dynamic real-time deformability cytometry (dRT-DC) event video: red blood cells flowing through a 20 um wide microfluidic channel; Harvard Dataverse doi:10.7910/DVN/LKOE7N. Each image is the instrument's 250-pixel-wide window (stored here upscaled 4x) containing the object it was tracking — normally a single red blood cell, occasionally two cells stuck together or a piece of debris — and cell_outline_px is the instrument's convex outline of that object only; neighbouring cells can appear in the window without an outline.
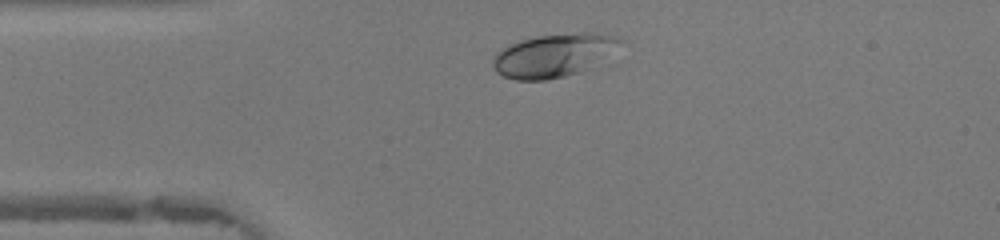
{"species": "human", "species_latin": "Homo sapiens", "temperature_condition": "warm", "stored_images_in_passage": 33, "camera_frame_rate_fps": 3000, "um_per_image_px": 0.085, "donor": {"sex": "female"}, "frame": {"image": 1, "passage_image": 4, "time_ms": 1.0, "image_size_px": [1000, 240], "cell_outline_px": [[624, 40], [576, 72], [564, 76], [544, 80], [516, 80], [504, 76], [496, 72], [492, 64], [492, 60], [496, 52], [520, 40], [536, 36], [580, 32], [600, 32], [616, 36]], "centroid_in_image_um": [46.91, 4.68], "position_along_channel_um": 38.1, "area_um2": 30.75}}
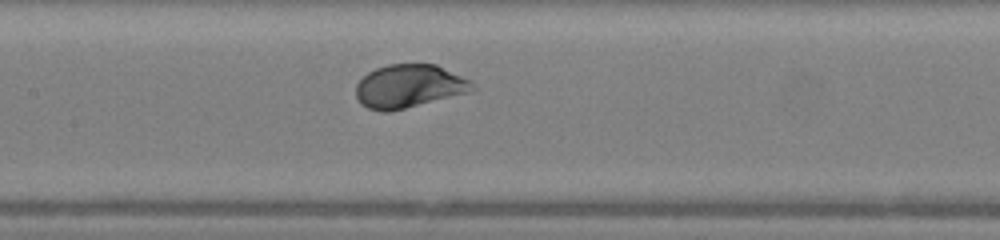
{"frame": {"image": 2, "passage_image": 15, "time_ms": 4.667, "image_size_px": [1000, 240], "cell_outline_px": [[472, 84], [468, 92], [388, 112], [380, 112], [368, 108], [360, 104], [356, 96], [356, 84], [368, 72], [376, 68], [388, 64], [436, 64], [472, 80]], "centroid_in_image_um": [34.71, 7.32], "position_along_channel_um": 172.7, "area_um2": 29.07}}
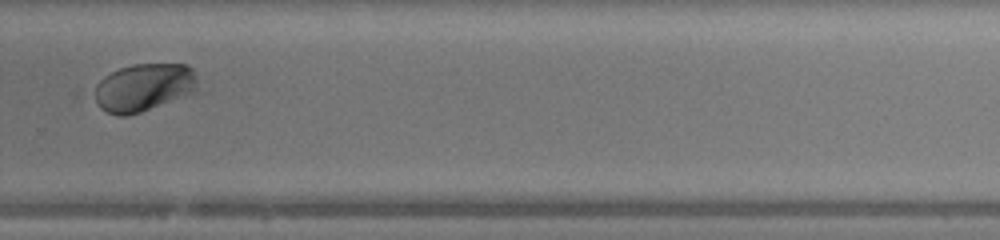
{"frame": {"image": 3, "passage_image": 25, "time_ms": 8.0, "image_size_px": [1000, 240], "cell_outline_px": [[196, 92], [188, 96], [128, 116], [116, 116], [100, 108], [88, 96], [96, 84], [104, 76], [120, 68], [132, 64], [188, 64], [192, 68], [196, 76]], "centroid_in_image_um": [12.16, 7.45], "position_along_channel_um": 317.6, "area_um2": 29.48}, "authors_computed_cell_mechanics": {"area_um2": 29.1312, "velocity_mm_per_s": 4.366, "shape_relaxation_time_tau1_ms": 1.8921, "shape_relaxation_time_tau2_ms": null, "deformation_change_tau1": 0.1554, "deformation_change_tau2": null}}